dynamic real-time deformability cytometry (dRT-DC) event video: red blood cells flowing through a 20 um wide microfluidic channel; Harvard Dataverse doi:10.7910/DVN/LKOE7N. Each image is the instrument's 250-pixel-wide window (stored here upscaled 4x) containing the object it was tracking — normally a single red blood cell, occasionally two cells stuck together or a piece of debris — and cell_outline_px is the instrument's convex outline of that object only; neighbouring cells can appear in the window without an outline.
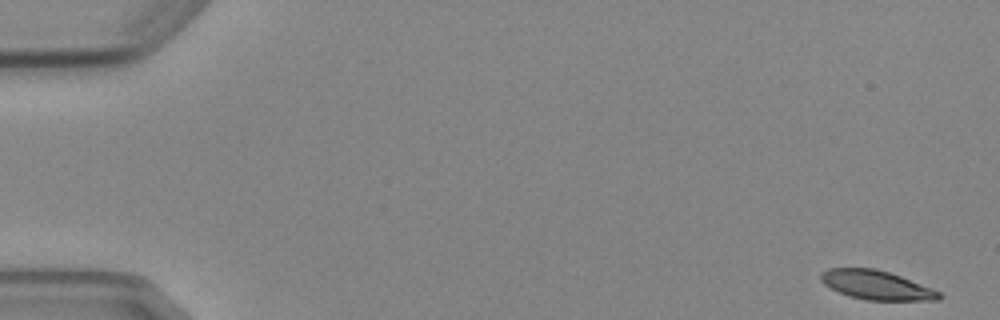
{"species": "Egyptian fruit bat (a non-hibernating species)", "species_latin": "Rousettus aegyptiacus", "temperature_condition": "cold", "stored_images_in_passage": 5, "camera_frame_rate_fps": 3000, "um_per_image_px": 0.085, "animal": {"sex": "female"}, "frame": {"image": 1, "passage_image": 1, "time_ms": 0.0, "image_size_px": [1000, 320], "cell_outline_px": [[944, 296], [940, 300], [864, 300], [840, 292], [824, 284], [820, 280], [820, 272], [828, 268], [876, 268], [900, 276], [932, 288], [940, 292]], "centroid_in_image_um": [74.5, 24.23], "position_along_channel_um": 10.5, "area_um2": 19.94}}
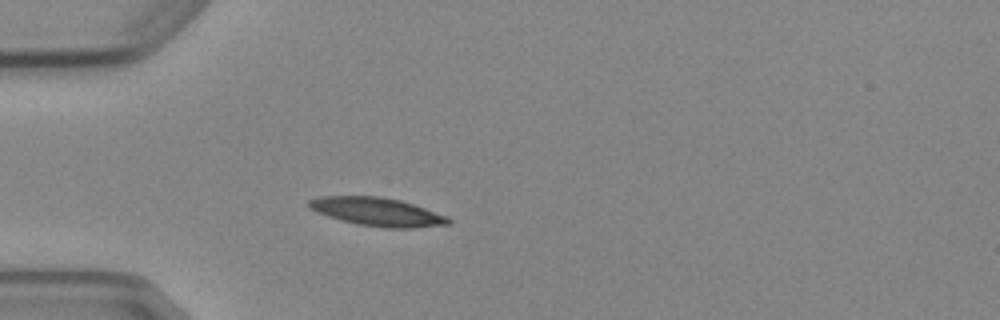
{"frame": {"image": 2, "passage_image": 5, "time_ms": 4.667, "image_size_px": [1000, 320], "cell_outline_px": [[452, 224], [412, 228], [384, 228], [360, 224], [328, 216], [316, 212], [308, 208], [308, 200], [320, 196], [380, 196], [400, 200], [448, 216], [452, 220]], "centroid_in_image_um": [32.08, 18.0], "position_along_channel_um": 52.9, "area_um2": 23.0}}